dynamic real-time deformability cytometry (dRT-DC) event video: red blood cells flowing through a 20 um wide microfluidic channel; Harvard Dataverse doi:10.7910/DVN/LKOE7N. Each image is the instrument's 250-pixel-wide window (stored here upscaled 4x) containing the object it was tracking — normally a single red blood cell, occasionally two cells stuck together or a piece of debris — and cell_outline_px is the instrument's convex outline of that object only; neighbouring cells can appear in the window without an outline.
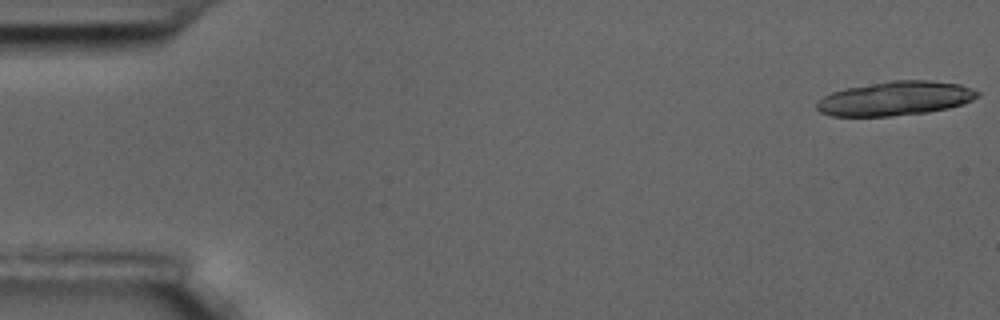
{"species": "common noctule bat (a hibernating species)", "species_latin": "Nyctalus noctula", "temperature_condition": "room temperature", "stored_images_in_passage": 18, "camera_frame_rate_fps": 3000, "um_per_image_px": 0.085, "animal": {"sex": "male", "body_mass_g": 17.5, "forearm_length_mm": 52.3}, "frame": {"image": 1, "passage_image": 1, "time_ms": 0.0, "image_size_px": [1000, 320], "cell_outline_px": [[980, 96], [964, 104], [948, 108], [928, 112], [892, 116], [832, 116], [820, 112], [816, 108], [816, 100], [832, 92], [848, 88], [892, 80], [928, 80], [960, 84], [980, 92]], "centroid_in_image_um": [76.11, 8.37], "position_along_channel_um": 8.9, "area_um2": 32.02}}